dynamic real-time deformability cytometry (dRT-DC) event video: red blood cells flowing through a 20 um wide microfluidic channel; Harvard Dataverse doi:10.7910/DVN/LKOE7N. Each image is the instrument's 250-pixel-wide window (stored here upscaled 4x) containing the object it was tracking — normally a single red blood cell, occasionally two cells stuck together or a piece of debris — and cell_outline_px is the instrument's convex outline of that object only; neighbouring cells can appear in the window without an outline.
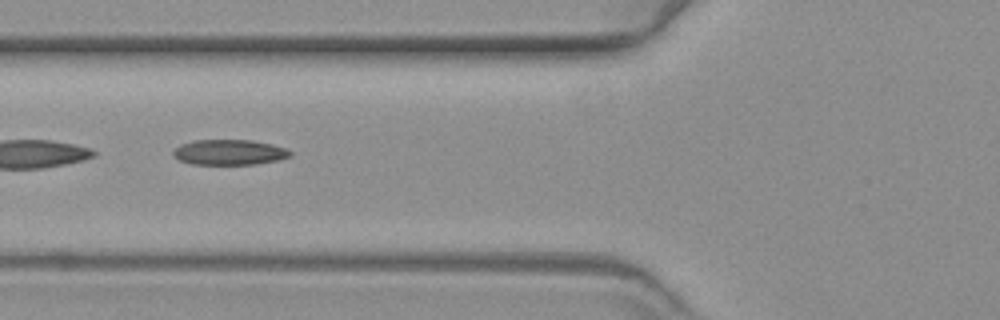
{"species": "common noctule bat (a hibernating species)", "species_latin": "Nyctalus noctula", "temperature_condition": "warm", "stored_images_in_passage": 17, "camera_frame_rate_fps": 3000, "um_per_image_px": 0.085, "animal": {"sex": "female", "body_mass_g": 19.3, "forearm_length_mm": 54.1}, "frame": {"image": 1, "passage_image": 6, "time_ms": 1.667, "image_size_px": [1000, 320], "cell_outline_px": [[292, 156], [276, 160], [256, 164], [192, 164], [180, 160], [172, 156], [172, 152], [180, 144], [192, 140], [252, 140], [272, 144], [284, 148], [292, 152]], "centroid_in_image_um": [19.47, 12.93], "position_along_channel_um": 106.3, "area_um2": 17.28}}